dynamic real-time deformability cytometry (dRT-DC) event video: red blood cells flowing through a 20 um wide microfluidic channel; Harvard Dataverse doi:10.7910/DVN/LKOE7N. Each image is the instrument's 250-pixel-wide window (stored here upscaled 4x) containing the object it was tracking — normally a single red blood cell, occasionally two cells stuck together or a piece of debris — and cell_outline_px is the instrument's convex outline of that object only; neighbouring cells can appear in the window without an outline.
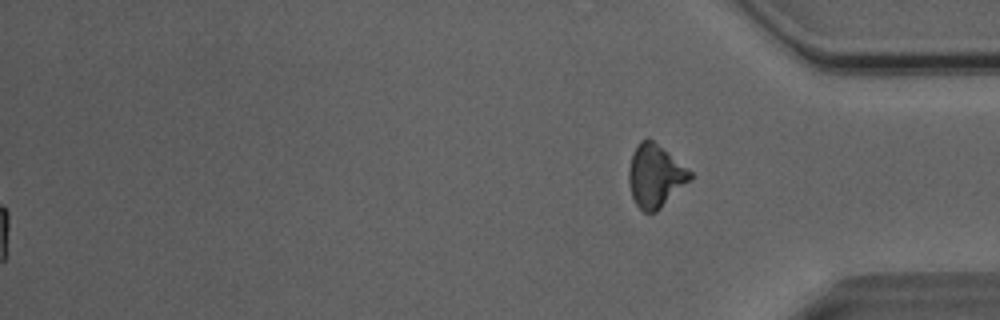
{"species": "Egyptian fruit bat (a non-hibernating species)", "species_latin": "Rousettus aegyptiacus", "temperature_condition": "room temperature", "stored_images_in_passage": 52, "segment_of_instrument_passage": [2, 2], "camera_frame_rate_fps": 3000, "um_per_image_px": 0.085, "animal": {"sex": "male"}, "frame": {"image": 1, "passage_image": 52, "time_ms": 17.0, "image_size_px": [1000, 320], "cell_outline_px": [[692, 180], [656, 212], [644, 212], [636, 204], [632, 196], [628, 180], [628, 168], [632, 152], [636, 144], [640, 140], [652, 140], [692, 172]], "centroid_in_image_um": [55.68, 14.97], "position_along_channel_um": 379.5, "area_um2": 22.37}}